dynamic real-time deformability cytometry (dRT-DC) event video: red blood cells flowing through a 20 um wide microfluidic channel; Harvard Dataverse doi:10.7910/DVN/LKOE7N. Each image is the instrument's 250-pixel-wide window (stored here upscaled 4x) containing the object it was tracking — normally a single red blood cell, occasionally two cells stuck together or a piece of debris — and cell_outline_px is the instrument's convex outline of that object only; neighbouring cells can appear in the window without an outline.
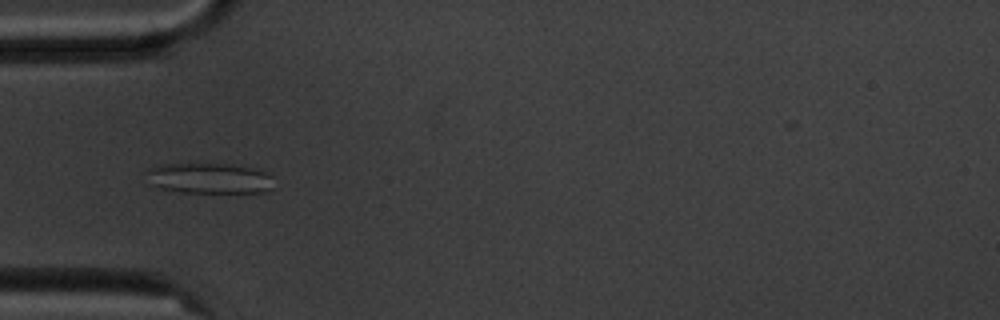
{"species": "common noctule bat (a hibernating species)", "species_latin": "Nyctalus noctula", "temperature_condition": "cold", "stored_images_in_passage": 5, "camera_frame_rate_fps": 3000, "um_per_image_px": 0.085, "animal": {"sex": "male", "body_mass_g": 20.1, "forearm_length_mm": 53.5}, "frame": {"image": 1, "passage_image": 4, "time_ms": 3.333, "image_size_px": [1000, 320], "cell_outline_px": [[272, 188], [268, 192], [180, 192], [160, 188], [148, 184], [144, 172], [148, 168], [160, 164], [188, 160], [232, 164], [260, 168], [272, 176]], "centroid_in_image_um": [17.71, 15.09], "position_along_channel_um": 67.3, "area_um2": 24.22}}
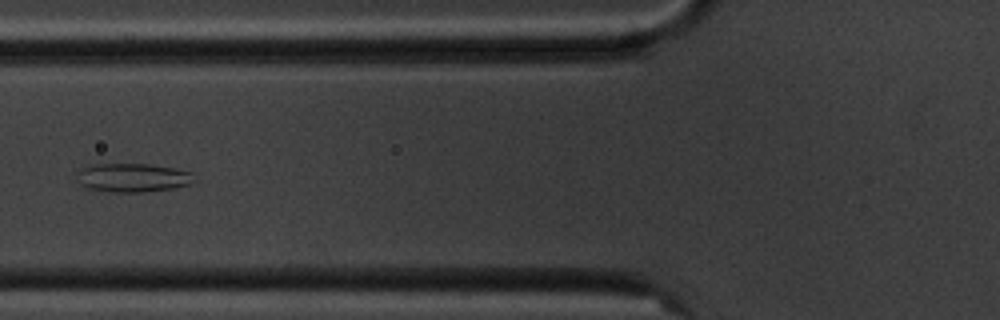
{"frame": {"image": 2, "passage_image": 5, "time_ms": 4.667, "image_size_px": [1000, 320], "cell_outline_px": [[196, 180], [192, 184], [172, 188], [144, 192], [112, 192], [88, 188], [80, 184], [76, 180], [76, 172], [80, 168], [96, 164], [152, 164], [176, 168], [192, 172]], "centroid_in_image_um": [11.29, 15.09], "position_along_channel_um": 114.5, "area_um2": 19.94}}